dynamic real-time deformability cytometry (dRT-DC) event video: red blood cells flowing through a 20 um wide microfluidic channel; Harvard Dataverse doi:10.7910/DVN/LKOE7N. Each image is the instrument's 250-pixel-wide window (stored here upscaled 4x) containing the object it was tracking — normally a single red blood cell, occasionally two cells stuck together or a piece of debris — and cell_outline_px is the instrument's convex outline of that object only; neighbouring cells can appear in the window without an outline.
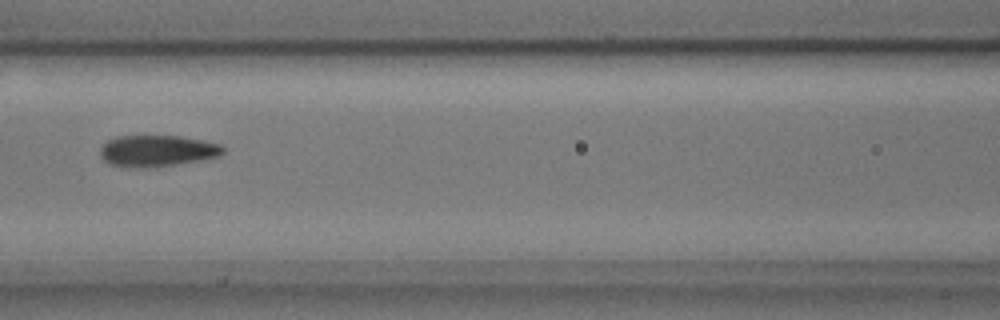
{"species": "common noctule bat (a hibernating species)", "species_latin": "Nyctalus noctula", "temperature_condition": "cold", "stored_images_in_passage": 4, "camera_frame_rate_fps": 3000, "um_per_image_px": 0.085, "animal": {"sex": "male", "body_mass_g": 17.9, "forearm_length_mm": 54.2}, "frame": {"image": 1, "passage_image": 4, "time_ms": 1.0, "image_size_px": [1000, 320], "cell_outline_px": [[224, 152], [220, 156], [200, 160], [176, 164], [148, 168], [136, 168], [108, 164], [100, 156], [100, 148], [108, 140], [116, 136], [180, 136], [220, 144], [224, 148]], "centroid_in_image_um": [13.33, 12.83], "position_along_channel_um": 153.3, "area_um2": 22.48}}